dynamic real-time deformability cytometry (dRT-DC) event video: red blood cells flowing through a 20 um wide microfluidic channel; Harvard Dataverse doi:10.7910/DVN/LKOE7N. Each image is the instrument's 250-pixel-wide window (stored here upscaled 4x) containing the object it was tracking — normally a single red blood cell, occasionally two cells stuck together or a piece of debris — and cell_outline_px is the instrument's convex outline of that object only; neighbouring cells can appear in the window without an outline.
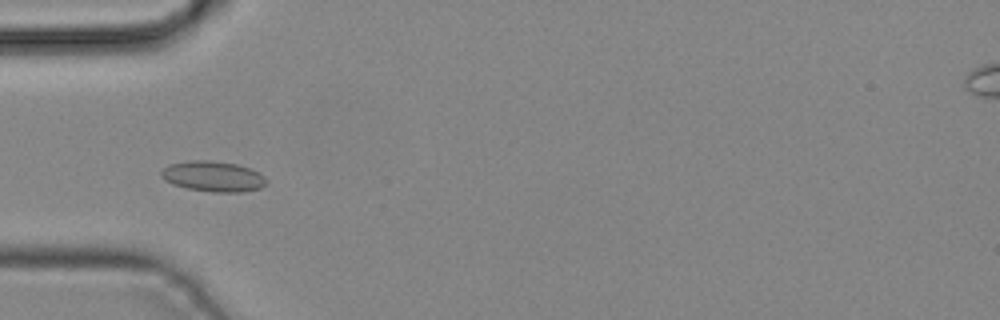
{"species": "common noctule bat (a hibernating species)", "species_latin": "Nyctalus noctula", "temperature_condition": "cold", "stored_images_in_passage": 44, "camera_frame_rate_fps": 3000, "um_per_image_px": 0.085, "animal": {"sex": "male", "body_mass_g": 19.2, "forearm_length_mm": 51.8}, "frame": {"image": 1, "passage_image": 14, "time_ms": 4.333, "image_size_px": [1000, 320], "cell_outline_px": [[268, 180], [260, 188], [244, 192], [212, 192], [188, 188], [172, 184], [164, 180], [160, 176], [160, 172], [168, 164], [192, 160], [208, 160], [236, 164], [248, 168], [264, 176]], "centroid_in_image_um": [18.08, 14.99], "position_along_channel_um": 66.9, "area_um2": 18.61}}
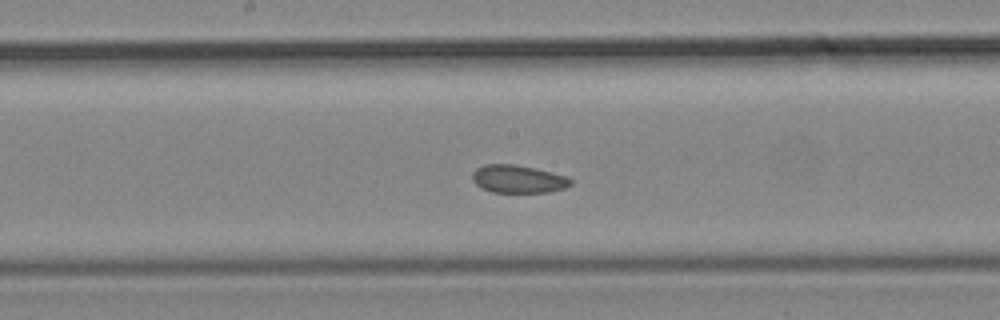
{"frame": {"image": 2, "passage_image": 23, "time_ms": 7.333, "image_size_px": [1000, 320], "cell_outline_px": [[572, 184], [564, 188], [548, 192], [492, 192], [480, 188], [472, 180], [472, 172], [476, 168], [484, 164], [516, 164], [568, 176], [572, 180]], "centroid_in_image_um": [44.01, 15.21], "position_along_channel_um": 204.2, "area_um2": 16.07}}
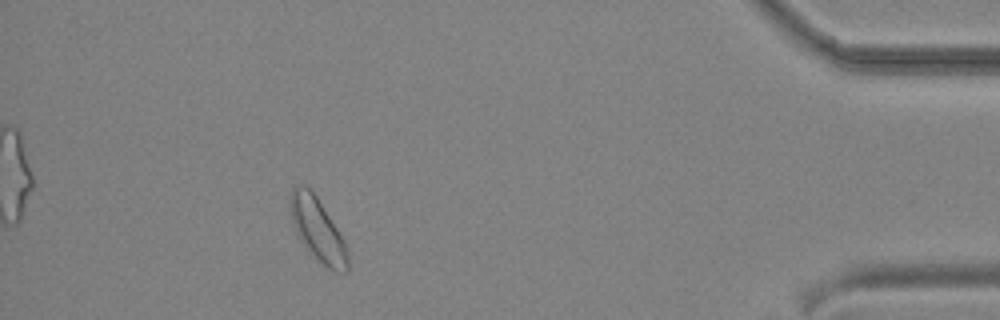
{"frame": {"image": 3, "passage_image": 40, "time_ms": 13.0, "image_size_px": [1000, 320], "cell_outline_px": [[348, 272], [336, 272], [328, 268], [308, 252], [300, 240], [296, 232], [292, 220], [292, 188], [296, 184], [304, 184], [316, 196], [344, 240], [348, 252]], "centroid_in_image_um": [27.03, 19.57], "position_along_channel_um": 408.2, "area_um2": 20.63}}